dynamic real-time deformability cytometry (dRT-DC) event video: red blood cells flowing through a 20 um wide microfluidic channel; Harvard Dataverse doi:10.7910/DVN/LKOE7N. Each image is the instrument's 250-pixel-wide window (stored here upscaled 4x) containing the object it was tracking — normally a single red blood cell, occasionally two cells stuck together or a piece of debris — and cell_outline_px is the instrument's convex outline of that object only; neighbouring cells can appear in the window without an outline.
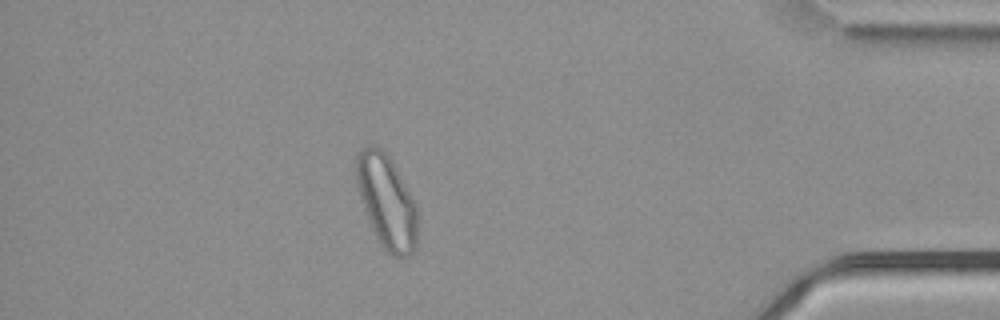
{"species": "common noctule bat (a hibernating species)", "species_latin": "Nyctalus noctula", "temperature_condition": "cold", "stored_images_in_passage": 59, "camera_frame_rate_fps": 3000, "um_per_image_px": 0.085, "animal": {"sex": "male", "body_mass_g": 21.5, "forearm_length_mm": 52.0}, "frame": {"image": 1, "passage_image": 51, "time_ms": 16.667, "image_size_px": [1000, 320], "cell_outline_px": [[416, 248], [408, 256], [392, 256], [380, 244], [368, 220], [356, 184], [356, 156], [368, 144], [372, 144], [380, 148], [392, 160], [416, 204]], "centroid_in_image_um": [32.85, 17.12], "position_along_channel_um": 402.3, "area_um2": 32.95}}